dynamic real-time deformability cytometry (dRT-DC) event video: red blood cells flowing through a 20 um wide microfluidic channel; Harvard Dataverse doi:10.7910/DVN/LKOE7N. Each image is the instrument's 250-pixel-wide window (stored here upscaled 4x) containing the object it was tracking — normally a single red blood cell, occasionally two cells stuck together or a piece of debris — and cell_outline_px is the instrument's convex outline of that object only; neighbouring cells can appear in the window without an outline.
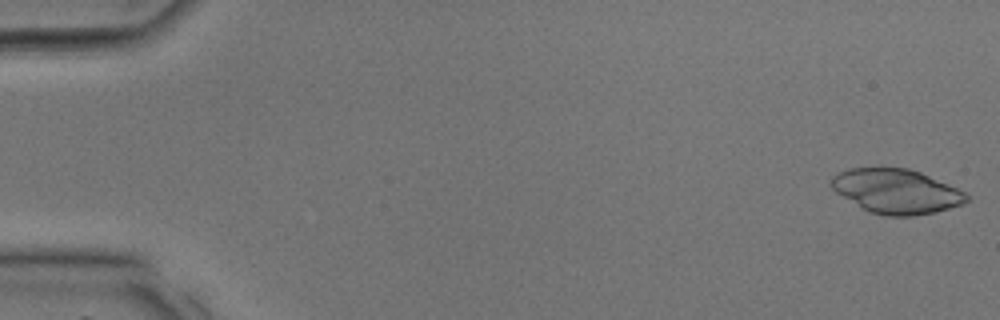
{"species": "common noctule bat (a hibernating species)", "species_latin": "Nyctalus noctula", "temperature_condition": "room temperature", "stored_images_in_passage": 35, "camera_frame_rate_fps": 3000, "um_per_image_px": 0.085, "animal": {"sex": "male", "body_mass_g": 17.9, "forearm_length_mm": 54.2}, "frame": {"image": 1, "passage_image": 1, "time_ms": 0.0, "image_size_px": [1000, 320], "cell_outline_px": [[968, 200], [964, 204], [936, 212], [912, 216], [884, 216], [872, 212], [864, 208], [836, 192], [828, 184], [832, 176], [848, 168], [908, 168], [920, 172], [956, 188], [964, 192], [968, 196]], "centroid_in_image_um": [76.18, 16.26], "position_along_channel_um": 8.8, "area_um2": 34.68}}